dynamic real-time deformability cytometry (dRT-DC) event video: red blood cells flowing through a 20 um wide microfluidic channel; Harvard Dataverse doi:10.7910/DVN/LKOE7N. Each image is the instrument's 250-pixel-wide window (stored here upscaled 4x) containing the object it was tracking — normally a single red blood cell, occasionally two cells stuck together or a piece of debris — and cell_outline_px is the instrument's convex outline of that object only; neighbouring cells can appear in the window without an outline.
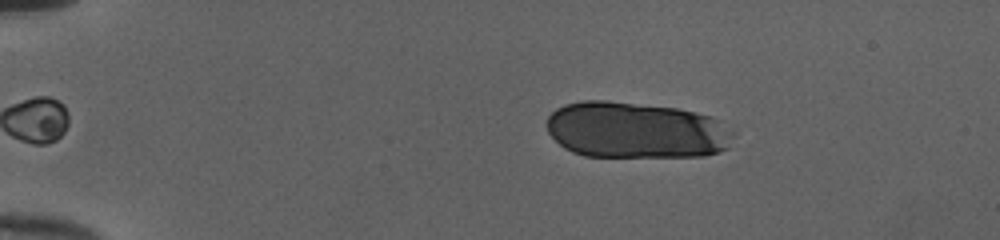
{"species": "human", "species_latin": "Homo sapiens", "temperature_condition": "cold", "stored_images_in_passage": 43, "segment_of_instrument_passage": [1, 2], "camera_frame_rate_fps": 3000, "um_per_image_px": 0.085, "donor": {"sex": "female"}, "frame": {"image": 1, "passage_image": 2, "time_ms": 0.333, "image_size_px": [1000, 240], "cell_outline_px": [[736, 136], [728, 148], [720, 152], [704, 156], [584, 156], [572, 152], [564, 148], [548, 132], [548, 116], [556, 108], [564, 104], [584, 100], [608, 100], [676, 108], [696, 112], [712, 116], [736, 132]], "centroid_in_image_um": [54.1, 11.06], "position_along_channel_um": 30.9, "area_um2": 61.79}}